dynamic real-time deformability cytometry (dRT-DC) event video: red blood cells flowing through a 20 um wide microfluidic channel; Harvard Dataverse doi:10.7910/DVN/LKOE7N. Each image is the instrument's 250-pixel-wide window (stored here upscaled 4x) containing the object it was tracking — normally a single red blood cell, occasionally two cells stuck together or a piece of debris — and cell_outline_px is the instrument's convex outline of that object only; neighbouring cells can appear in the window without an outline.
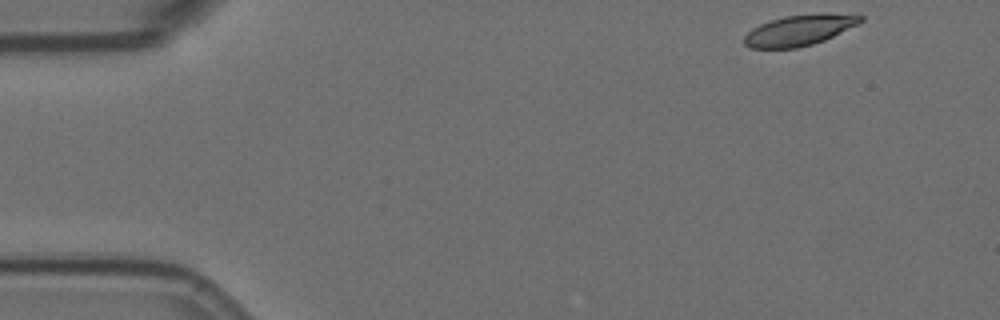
{"species": "Egyptian fruit bat (a non-hibernating species)", "species_latin": "Rousettus aegyptiacus", "temperature_condition": "room temperature", "stored_images_in_passage": 54, "camera_frame_rate_fps": 3000, "um_per_image_px": 0.085, "animal": {"sex": "female"}, "frame": {"image": 1, "passage_image": 1, "time_ms": 0.0, "image_size_px": [1000, 320], "cell_outline_px": [[864, 20], [860, 24], [824, 40], [812, 44], [796, 48], [748, 48], [744, 44], [744, 36], [752, 28], [760, 24], [784, 16], [864, 16]], "centroid_in_image_um": [67.85, 2.63], "position_along_channel_um": 17.1, "area_um2": 19.83}}
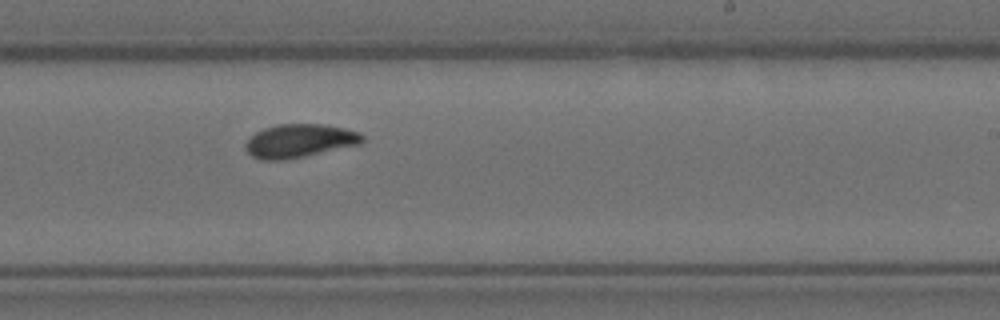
{"frame": {"image": 2, "passage_image": 31, "time_ms": 10.0, "image_size_px": [1000, 320], "cell_outline_px": [[364, 140], [360, 144], [304, 156], [284, 160], [260, 160], [252, 156], [244, 148], [244, 144], [256, 132], [264, 128], [280, 124], [324, 124], [344, 128], [360, 132], [364, 136]], "centroid_in_image_um": [25.46, 11.97], "position_along_channel_um": 263.5, "area_um2": 22.72}}
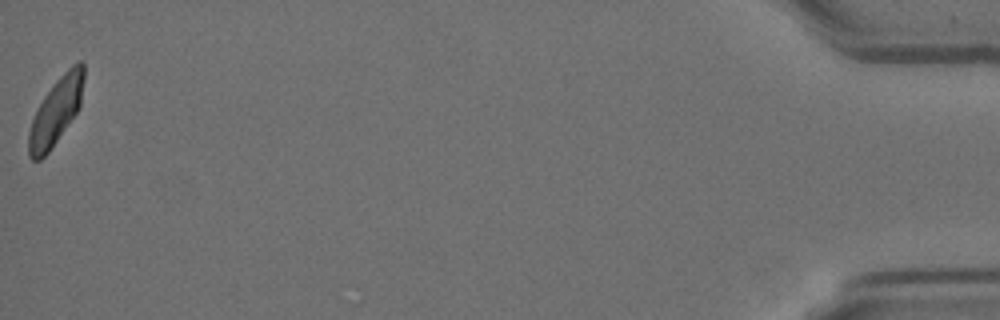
{"frame": {"image": 3, "passage_image": 54, "time_ms": 17.667, "image_size_px": [1000, 320], "cell_outline_px": [[84, 80], [80, 108], [48, 152], [40, 160], [32, 160], [28, 156], [28, 132], [36, 108], [44, 96], [56, 80], [72, 64], [80, 60], [84, 64]], "centroid_in_image_um": [4.75, 9.44], "position_along_channel_um": 430.4, "area_um2": 21.44}, "authors_computed_cell_mechanics": {"area_um2": 22.1374, "velocity_mm_per_s": 3.4728, "shape_relaxation_time_tau1_ms": 7.4263, "shape_relaxation_time_tau2_ms": 3.0577, "deformation_change_tau1": 0.1865, "deformation_change_tau2": 0.0564}}